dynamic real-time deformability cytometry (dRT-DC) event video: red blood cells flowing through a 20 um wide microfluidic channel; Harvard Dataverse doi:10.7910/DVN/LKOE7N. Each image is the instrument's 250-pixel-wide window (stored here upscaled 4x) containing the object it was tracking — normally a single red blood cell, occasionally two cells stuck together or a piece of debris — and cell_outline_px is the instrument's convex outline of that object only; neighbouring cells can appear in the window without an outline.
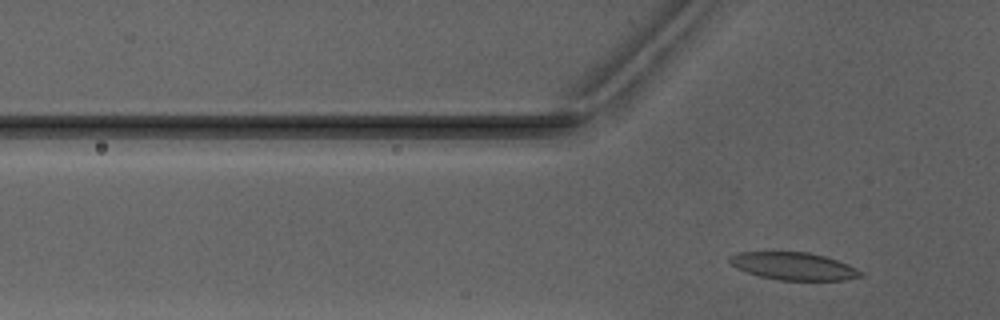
{"species": "Egyptian fruit bat (a non-hibernating species)", "species_latin": "Rousettus aegyptiacus", "temperature_condition": "warm", "stored_images_in_passage": 7, "segment_of_instrument_passage": [2, 2], "camera_frame_rate_fps": 3000, "um_per_image_px": 0.085, "animal": {"sex": "male"}, "frame": {"image": 1, "passage_image": 7, "time_ms": 7.333, "image_size_px": [1000, 320], "cell_outline_px": [[864, 276], [844, 280], [780, 280], [760, 276], [736, 268], [728, 260], [732, 256], [740, 252], [808, 252], [824, 256], [836, 260], [856, 268], [864, 272]], "centroid_in_image_um": [67.49, 22.63], "position_along_channel_um": 58.3, "area_um2": 20.81}}